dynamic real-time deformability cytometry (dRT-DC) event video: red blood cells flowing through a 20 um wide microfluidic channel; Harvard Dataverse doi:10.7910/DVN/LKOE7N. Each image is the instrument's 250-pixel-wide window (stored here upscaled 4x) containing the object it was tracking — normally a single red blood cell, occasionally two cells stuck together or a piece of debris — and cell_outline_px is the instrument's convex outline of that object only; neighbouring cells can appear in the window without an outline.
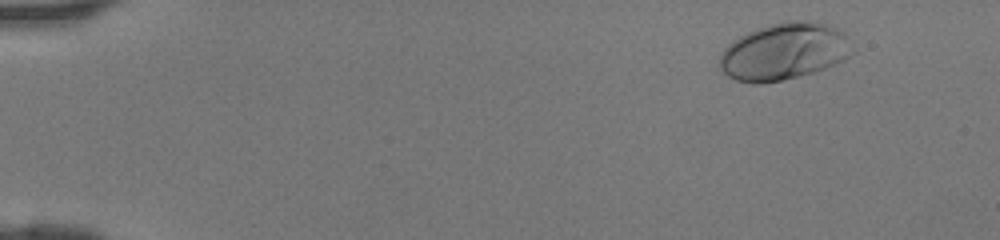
{"species": "human", "species_latin": "Homo sapiens", "temperature_condition": "room temperature", "stored_images_in_passage": 45, "camera_frame_rate_fps": 3000, "um_per_image_px": 0.085, "donor": {"sex": "female"}, "frame": {"image": 1, "passage_image": 4, "time_ms": 1.0, "image_size_px": [1000, 240], "cell_outline_px": [[856, 52], [844, 60], [836, 64], [816, 72], [780, 80], [760, 84], [752, 84], [736, 80], [728, 76], [720, 68], [720, 56], [724, 48], [728, 44], [740, 36], [748, 32], [784, 20], [808, 20], [828, 24], [844, 32], [856, 48]], "centroid_in_image_um": [66.72, 4.37], "position_along_channel_um": 18.3, "area_um2": 44.51}}
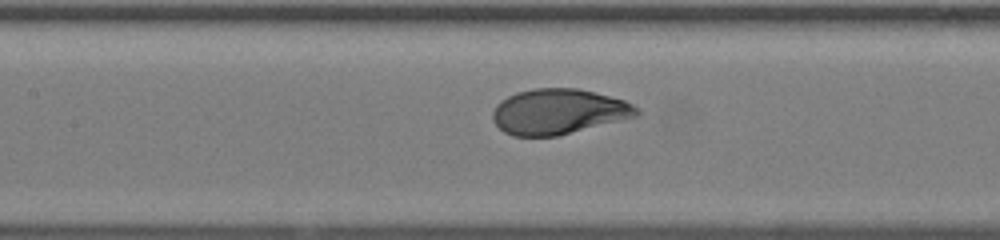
{"frame": {"image": 2, "passage_image": 22, "time_ms": 7.0, "image_size_px": [1000, 240], "cell_outline_px": [[640, 116], [556, 136], [512, 136], [504, 132], [492, 120], [492, 112], [496, 104], [500, 100], [516, 92], [532, 88], [576, 88], [624, 100], [640, 108]], "centroid_in_image_um": [47.47, 9.49], "position_along_channel_um": 159.9, "area_um2": 38.21}}
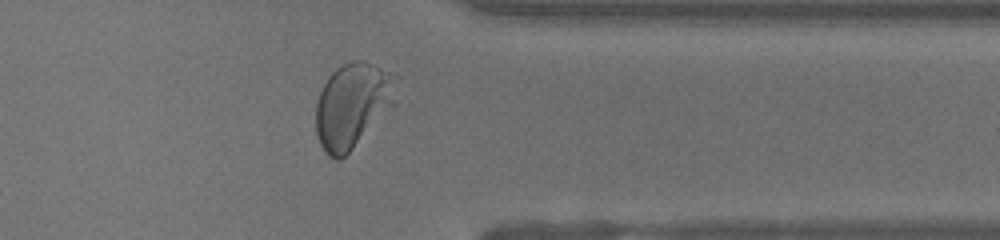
{"frame": {"image": 3, "passage_image": 37, "time_ms": 12.0, "image_size_px": [1000, 240], "cell_outline_px": [[400, 76], [396, 104], [340, 160], [336, 160], [328, 156], [324, 152], [320, 144], [316, 132], [316, 104], [320, 92], [328, 76], [336, 68], [352, 60], [360, 60]], "centroid_in_image_um": [30.0, 8.93], "position_along_channel_um": 381.4, "area_um2": 40.11}}